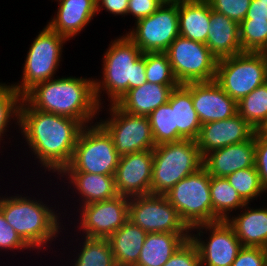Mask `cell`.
<instances>
[{
    "mask_svg": "<svg viewBox=\"0 0 267 266\" xmlns=\"http://www.w3.org/2000/svg\"><path fill=\"white\" fill-rule=\"evenodd\" d=\"M18 133L42 170L59 175L70 163L84 125L73 118L33 109L22 99ZM37 158V159H36Z\"/></svg>",
    "mask_w": 267,
    "mask_h": 266,
    "instance_id": "1",
    "label": "cell"
},
{
    "mask_svg": "<svg viewBox=\"0 0 267 266\" xmlns=\"http://www.w3.org/2000/svg\"><path fill=\"white\" fill-rule=\"evenodd\" d=\"M94 79L56 76L36 84L23 99L33 109L70 117L84 126L91 125L97 122L101 109H104L97 102Z\"/></svg>",
    "mask_w": 267,
    "mask_h": 266,
    "instance_id": "2",
    "label": "cell"
},
{
    "mask_svg": "<svg viewBox=\"0 0 267 266\" xmlns=\"http://www.w3.org/2000/svg\"><path fill=\"white\" fill-rule=\"evenodd\" d=\"M102 59L103 76L94 79L95 96L101 108L104 92L110 105L116 104L128 90L147 82L145 53L126 34L111 40Z\"/></svg>",
    "mask_w": 267,
    "mask_h": 266,
    "instance_id": "3",
    "label": "cell"
},
{
    "mask_svg": "<svg viewBox=\"0 0 267 266\" xmlns=\"http://www.w3.org/2000/svg\"><path fill=\"white\" fill-rule=\"evenodd\" d=\"M25 196V194L24 196L5 194L0 197V210L6 222L15 229L32 251L36 249L38 253L43 249L47 251L46 247L50 248V243L62 232L63 222L60 221L63 220L59 219L60 211L56 210V207L53 209L50 205H46L42 198L36 200L34 196L33 199Z\"/></svg>",
    "mask_w": 267,
    "mask_h": 266,
    "instance_id": "4",
    "label": "cell"
},
{
    "mask_svg": "<svg viewBox=\"0 0 267 266\" xmlns=\"http://www.w3.org/2000/svg\"><path fill=\"white\" fill-rule=\"evenodd\" d=\"M151 194L164 195L175 184L202 167L196 140L183 139L155 146Z\"/></svg>",
    "mask_w": 267,
    "mask_h": 266,
    "instance_id": "5",
    "label": "cell"
},
{
    "mask_svg": "<svg viewBox=\"0 0 267 266\" xmlns=\"http://www.w3.org/2000/svg\"><path fill=\"white\" fill-rule=\"evenodd\" d=\"M210 179L202 166L164 194L189 229L221 221L212 211Z\"/></svg>",
    "mask_w": 267,
    "mask_h": 266,
    "instance_id": "6",
    "label": "cell"
},
{
    "mask_svg": "<svg viewBox=\"0 0 267 266\" xmlns=\"http://www.w3.org/2000/svg\"><path fill=\"white\" fill-rule=\"evenodd\" d=\"M119 158L112 137L96 122L82 128L72 159L62 172L115 176Z\"/></svg>",
    "mask_w": 267,
    "mask_h": 266,
    "instance_id": "7",
    "label": "cell"
},
{
    "mask_svg": "<svg viewBox=\"0 0 267 266\" xmlns=\"http://www.w3.org/2000/svg\"><path fill=\"white\" fill-rule=\"evenodd\" d=\"M33 39L25 58L21 82L11 84L23 97L36 84L53 79L68 39L46 25Z\"/></svg>",
    "mask_w": 267,
    "mask_h": 266,
    "instance_id": "8",
    "label": "cell"
},
{
    "mask_svg": "<svg viewBox=\"0 0 267 266\" xmlns=\"http://www.w3.org/2000/svg\"><path fill=\"white\" fill-rule=\"evenodd\" d=\"M214 81L239 102L267 81V53L242 52L219 59Z\"/></svg>",
    "mask_w": 267,
    "mask_h": 266,
    "instance_id": "9",
    "label": "cell"
},
{
    "mask_svg": "<svg viewBox=\"0 0 267 266\" xmlns=\"http://www.w3.org/2000/svg\"><path fill=\"white\" fill-rule=\"evenodd\" d=\"M165 53L179 84L215 80L218 59L206 44L179 35Z\"/></svg>",
    "mask_w": 267,
    "mask_h": 266,
    "instance_id": "10",
    "label": "cell"
},
{
    "mask_svg": "<svg viewBox=\"0 0 267 266\" xmlns=\"http://www.w3.org/2000/svg\"><path fill=\"white\" fill-rule=\"evenodd\" d=\"M109 117L97 121L112 137L117 153L122 156L155 148L151 125L147 116L133 115L116 104H108Z\"/></svg>",
    "mask_w": 267,
    "mask_h": 266,
    "instance_id": "11",
    "label": "cell"
},
{
    "mask_svg": "<svg viewBox=\"0 0 267 266\" xmlns=\"http://www.w3.org/2000/svg\"><path fill=\"white\" fill-rule=\"evenodd\" d=\"M190 239L197 246L201 266H231L243 247L225 220L191 228Z\"/></svg>",
    "mask_w": 267,
    "mask_h": 266,
    "instance_id": "12",
    "label": "cell"
},
{
    "mask_svg": "<svg viewBox=\"0 0 267 266\" xmlns=\"http://www.w3.org/2000/svg\"><path fill=\"white\" fill-rule=\"evenodd\" d=\"M126 35L147 52H165L180 35L178 1L161 5L153 14L135 22Z\"/></svg>",
    "mask_w": 267,
    "mask_h": 266,
    "instance_id": "13",
    "label": "cell"
},
{
    "mask_svg": "<svg viewBox=\"0 0 267 266\" xmlns=\"http://www.w3.org/2000/svg\"><path fill=\"white\" fill-rule=\"evenodd\" d=\"M128 219L147 233H190L164 195L150 193L129 198Z\"/></svg>",
    "mask_w": 267,
    "mask_h": 266,
    "instance_id": "14",
    "label": "cell"
},
{
    "mask_svg": "<svg viewBox=\"0 0 267 266\" xmlns=\"http://www.w3.org/2000/svg\"><path fill=\"white\" fill-rule=\"evenodd\" d=\"M79 208L76 211L79 212L78 232L82 231V235L89 238H108L127 222L129 198L117 195L112 199L81 205Z\"/></svg>",
    "mask_w": 267,
    "mask_h": 266,
    "instance_id": "15",
    "label": "cell"
},
{
    "mask_svg": "<svg viewBox=\"0 0 267 266\" xmlns=\"http://www.w3.org/2000/svg\"><path fill=\"white\" fill-rule=\"evenodd\" d=\"M152 166V150L120 156L115 173V187L118 195L132 198L150 194Z\"/></svg>",
    "mask_w": 267,
    "mask_h": 266,
    "instance_id": "16",
    "label": "cell"
},
{
    "mask_svg": "<svg viewBox=\"0 0 267 266\" xmlns=\"http://www.w3.org/2000/svg\"><path fill=\"white\" fill-rule=\"evenodd\" d=\"M192 94L201 124L228 119L238 113L237 102L215 81L183 84Z\"/></svg>",
    "mask_w": 267,
    "mask_h": 266,
    "instance_id": "17",
    "label": "cell"
},
{
    "mask_svg": "<svg viewBox=\"0 0 267 266\" xmlns=\"http://www.w3.org/2000/svg\"><path fill=\"white\" fill-rule=\"evenodd\" d=\"M254 128L238 113L228 119L202 124L196 139L201 157L220 148L249 140Z\"/></svg>",
    "mask_w": 267,
    "mask_h": 266,
    "instance_id": "18",
    "label": "cell"
},
{
    "mask_svg": "<svg viewBox=\"0 0 267 266\" xmlns=\"http://www.w3.org/2000/svg\"><path fill=\"white\" fill-rule=\"evenodd\" d=\"M202 166L210 177H223L255 166V133L247 141L212 151L203 157Z\"/></svg>",
    "mask_w": 267,
    "mask_h": 266,
    "instance_id": "19",
    "label": "cell"
},
{
    "mask_svg": "<svg viewBox=\"0 0 267 266\" xmlns=\"http://www.w3.org/2000/svg\"><path fill=\"white\" fill-rule=\"evenodd\" d=\"M58 10L48 26L68 40L75 38L97 16L96 0H55Z\"/></svg>",
    "mask_w": 267,
    "mask_h": 266,
    "instance_id": "20",
    "label": "cell"
},
{
    "mask_svg": "<svg viewBox=\"0 0 267 266\" xmlns=\"http://www.w3.org/2000/svg\"><path fill=\"white\" fill-rule=\"evenodd\" d=\"M56 178L63 180L64 183L68 181L66 182L69 184L68 190L73 188L71 194H78L79 199L76 202H79L80 206L112 199L118 195L115 176L87 172H61Z\"/></svg>",
    "mask_w": 267,
    "mask_h": 266,
    "instance_id": "21",
    "label": "cell"
},
{
    "mask_svg": "<svg viewBox=\"0 0 267 266\" xmlns=\"http://www.w3.org/2000/svg\"><path fill=\"white\" fill-rule=\"evenodd\" d=\"M248 205L251 204L244 205L240 213L231 215L226 221L234 229L242 246L264 248L267 245V207L254 208Z\"/></svg>",
    "mask_w": 267,
    "mask_h": 266,
    "instance_id": "22",
    "label": "cell"
},
{
    "mask_svg": "<svg viewBox=\"0 0 267 266\" xmlns=\"http://www.w3.org/2000/svg\"><path fill=\"white\" fill-rule=\"evenodd\" d=\"M179 85H161L145 82L130 89L116 103L126 113L149 116L159 106L168 102L172 90Z\"/></svg>",
    "mask_w": 267,
    "mask_h": 266,
    "instance_id": "23",
    "label": "cell"
},
{
    "mask_svg": "<svg viewBox=\"0 0 267 266\" xmlns=\"http://www.w3.org/2000/svg\"><path fill=\"white\" fill-rule=\"evenodd\" d=\"M206 45L219 60L242 53L239 24L211 8Z\"/></svg>",
    "mask_w": 267,
    "mask_h": 266,
    "instance_id": "24",
    "label": "cell"
},
{
    "mask_svg": "<svg viewBox=\"0 0 267 266\" xmlns=\"http://www.w3.org/2000/svg\"><path fill=\"white\" fill-rule=\"evenodd\" d=\"M211 6L207 0H178L179 33L205 44L210 27Z\"/></svg>",
    "mask_w": 267,
    "mask_h": 266,
    "instance_id": "25",
    "label": "cell"
},
{
    "mask_svg": "<svg viewBox=\"0 0 267 266\" xmlns=\"http://www.w3.org/2000/svg\"><path fill=\"white\" fill-rule=\"evenodd\" d=\"M147 234L128 219L107 238L116 266H134L137 263Z\"/></svg>",
    "mask_w": 267,
    "mask_h": 266,
    "instance_id": "26",
    "label": "cell"
},
{
    "mask_svg": "<svg viewBox=\"0 0 267 266\" xmlns=\"http://www.w3.org/2000/svg\"><path fill=\"white\" fill-rule=\"evenodd\" d=\"M190 239V233H148L134 266H163Z\"/></svg>",
    "mask_w": 267,
    "mask_h": 266,
    "instance_id": "27",
    "label": "cell"
},
{
    "mask_svg": "<svg viewBox=\"0 0 267 266\" xmlns=\"http://www.w3.org/2000/svg\"><path fill=\"white\" fill-rule=\"evenodd\" d=\"M168 102L174 110L175 130L183 139L196 140L202 124L194 109L191 92L180 84L172 90Z\"/></svg>",
    "mask_w": 267,
    "mask_h": 266,
    "instance_id": "28",
    "label": "cell"
},
{
    "mask_svg": "<svg viewBox=\"0 0 267 266\" xmlns=\"http://www.w3.org/2000/svg\"><path fill=\"white\" fill-rule=\"evenodd\" d=\"M210 193L212 211L220 220L226 221L234 214V210L235 212L239 211L247 204L227 179L223 177H211Z\"/></svg>",
    "mask_w": 267,
    "mask_h": 266,
    "instance_id": "29",
    "label": "cell"
},
{
    "mask_svg": "<svg viewBox=\"0 0 267 266\" xmlns=\"http://www.w3.org/2000/svg\"><path fill=\"white\" fill-rule=\"evenodd\" d=\"M72 266H116L107 238L82 236ZM74 262V263H72Z\"/></svg>",
    "mask_w": 267,
    "mask_h": 266,
    "instance_id": "30",
    "label": "cell"
},
{
    "mask_svg": "<svg viewBox=\"0 0 267 266\" xmlns=\"http://www.w3.org/2000/svg\"><path fill=\"white\" fill-rule=\"evenodd\" d=\"M238 114L256 131L267 118V81L237 102Z\"/></svg>",
    "mask_w": 267,
    "mask_h": 266,
    "instance_id": "31",
    "label": "cell"
},
{
    "mask_svg": "<svg viewBox=\"0 0 267 266\" xmlns=\"http://www.w3.org/2000/svg\"><path fill=\"white\" fill-rule=\"evenodd\" d=\"M155 146L177 142L183 138L175 130L174 110L169 102L159 106L149 116Z\"/></svg>",
    "mask_w": 267,
    "mask_h": 266,
    "instance_id": "32",
    "label": "cell"
},
{
    "mask_svg": "<svg viewBox=\"0 0 267 266\" xmlns=\"http://www.w3.org/2000/svg\"><path fill=\"white\" fill-rule=\"evenodd\" d=\"M242 52L267 53V20L244 19L239 23Z\"/></svg>",
    "mask_w": 267,
    "mask_h": 266,
    "instance_id": "33",
    "label": "cell"
},
{
    "mask_svg": "<svg viewBox=\"0 0 267 266\" xmlns=\"http://www.w3.org/2000/svg\"><path fill=\"white\" fill-rule=\"evenodd\" d=\"M225 178L246 203H251L253 200L257 201L259 196L261 197L264 192L267 193L261 185L255 166L237 170Z\"/></svg>",
    "mask_w": 267,
    "mask_h": 266,
    "instance_id": "34",
    "label": "cell"
},
{
    "mask_svg": "<svg viewBox=\"0 0 267 266\" xmlns=\"http://www.w3.org/2000/svg\"><path fill=\"white\" fill-rule=\"evenodd\" d=\"M22 99L23 97L10 83L7 85L0 82V143L5 140L2 138L7 131L9 132L8 128L14 121L15 126L19 125V109Z\"/></svg>",
    "mask_w": 267,
    "mask_h": 266,
    "instance_id": "35",
    "label": "cell"
},
{
    "mask_svg": "<svg viewBox=\"0 0 267 266\" xmlns=\"http://www.w3.org/2000/svg\"><path fill=\"white\" fill-rule=\"evenodd\" d=\"M146 80L153 84L180 85L165 52L145 53Z\"/></svg>",
    "mask_w": 267,
    "mask_h": 266,
    "instance_id": "36",
    "label": "cell"
},
{
    "mask_svg": "<svg viewBox=\"0 0 267 266\" xmlns=\"http://www.w3.org/2000/svg\"><path fill=\"white\" fill-rule=\"evenodd\" d=\"M216 12L222 13L238 24L243 21L252 0H207Z\"/></svg>",
    "mask_w": 267,
    "mask_h": 266,
    "instance_id": "37",
    "label": "cell"
},
{
    "mask_svg": "<svg viewBox=\"0 0 267 266\" xmlns=\"http://www.w3.org/2000/svg\"><path fill=\"white\" fill-rule=\"evenodd\" d=\"M31 251V247L21 238L15 229L6 222V219L0 210V251L24 250Z\"/></svg>",
    "mask_w": 267,
    "mask_h": 266,
    "instance_id": "38",
    "label": "cell"
},
{
    "mask_svg": "<svg viewBox=\"0 0 267 266\" xmlns=\"http://www.w3.org/2000/svg\"><path fill=\"white\" fill-rule=\"evenodd\" d=\"M163 266H201L197 246L186 240Z\"/></svg>",
    "mask_w": 267,
    "mask_h": 266,
    "instance_id": "39",
    "label": "cell"
},
{
    "mask_svg": "<svg viewBox=\"0 0 267 266\" xmlns=\"http://www.w3.org/2000/svg\"><path fill=\"white\" fill-rule=\"evenodd\" d=\"M255 167L258 171L261 185L267 191V138L255 131Z\"/></svg>",
    "mask_w": 267,
    "mask_h": 266,
    "instance_id": "40",
    "label": "cell"
},
{
    "mask_svg": "<svg viewBox=\"0 0 267 266\" xmlns=\"http://www.w3.org/2000/svg\"><path fill=\"white\" fill-rule=\"evenodd\" d=\"M231 266H266L264 248L243 246Z\"/></svg>",
    "mask_w": 267,
    "mask_h": 266,
    "instance_id": "41",
    "label": "cell"
},
{
    "mask_svg": "<svg viewBox=\"0 0 267 266\" xmlns=\"http://www.w3.org/2000/svg\"><path fill=\"white\" fill-rule=\"evenodd\" d=\"M161 4L156 0H129L127 16H134L135 22L153 14Z\"/></svg>",
    "mask_w": 267,
    "mask_h": 266,
    "instance_id": "42",
    "label": "cell"
},
{
    "mask_svg": "<svg viewBox=\"0 0 267 266\" xmlns=\"http://www.w3.org/2000/svg\"><path fill=\"white\" fill-rule=\"evenodd\" d=\"M97 2V13L106 10L114 16H127V9L129 0H96Z\"/></svg>",
    "mask_w": 267,
    "mask_h": 266,
    "instance_id": "43",
    "label": "cell"
},
{
    "mask_svg": "<svg viewBox=\"0 0 267 266\" xmlns=\"http://www.w3.org/2000/svg\"><path fill=\"white\" fill-rule=\"evenodd\" d=\"M245 19L267 20V5H265L264 3H257V0H252Z\"/></svg>",
    "mask_w": 267,
    "mask_h": 266,
    "instance_id": "44",
    "label": "cell"
},
{
    "mask_svg": "<svg viewBox=\"0 0 267 266\" xmlns=\"http://www.w3.org/2000/svg\"><path fill=\"white\" fill-rule=\"evenodd\" d=\"M256 132L263 137L267 138V118L266 120L261 124V126L256 130Z\"/></svg>",
    "mask_w": 267,
    "mask_h": 266,
    "instance_id": "45",
    "label": "cell"
},
{
    "mask_svg": "<svg viewBox=\"0 0 267 266\" xmlns=\"http://www.w3.org/2000/svg\"><path fill=\"white\" fill-rule=\"evenodd\" d=\"M156 1L159 2L161 5H166L177 2L178 0H156Z\"/></svg>",
    "mask_w": 267,
    "mask_h": 266,
    "instance_id": "46",
    "label": "cell"
},
{
    "mask_svg": "<svg viewBox=\"0 0 267 266\" xmlns=\"http://www.w3.org/2000/svg\"><path fill=\"white\" fill-rule=\"evenodd\" d=\"M257 3H264L265 5H267V0H257Z\"/></svg>",
    "mask_w": 267,
    "mask_h": 266,
    "instance_id": "47",
    "label": "cell"
},
{
    "mask_svg": "<svg viewBox=\"0 0 267 266\" xmlns=\"http://www.w3.org/2000/svg\"><path fill=\"white\" fill-rule=\"evenodd\" d=\"M265 256H266V266H267V245L264 247Z\"/></svg>",
    "mask_w": 267,
    "mask_h": 266,
    "instance_id": "48",
    "label": "cell"
}]
</instances>
